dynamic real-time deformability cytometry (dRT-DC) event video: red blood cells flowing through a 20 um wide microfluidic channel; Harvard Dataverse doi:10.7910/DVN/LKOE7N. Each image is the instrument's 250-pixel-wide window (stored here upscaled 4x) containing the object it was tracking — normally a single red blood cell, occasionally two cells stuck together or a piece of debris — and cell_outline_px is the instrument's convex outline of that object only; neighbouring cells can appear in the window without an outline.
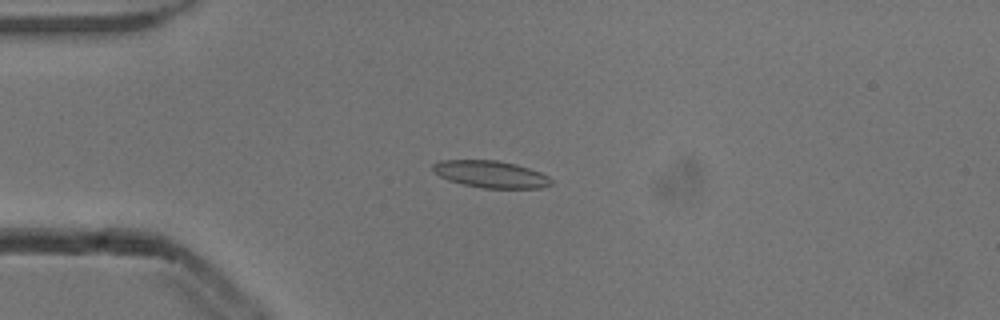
{"species": "common noctule bat (a hibernating species)", "species_latin": "Nyctalus noctula", "temperature_condition": "cold", "stored_images_in_passage": 54, "camera_frame_rate_fps": 3000, "um_per_image_px": 0.085, "animal": {"sex": "male", "body_mass_g": 13.3}, "frame": {"image": 1, "passage_image": 14, "time_ms": 4.333, "image_size_px": [1000, 320], "cell_outline_px": [[552, 184], [540, 188], [484, 188], [464, 184], [448, 180], [440, 176], [432, 168], [432, 164], [440, 160], [496, 160], [516, 164], [540, 172], [548, 176], [552, 180]], "centroid_in_image_um": [41.72, 14.8], "position_along_channel_um": 43.3, "area_um2": 18.5}}
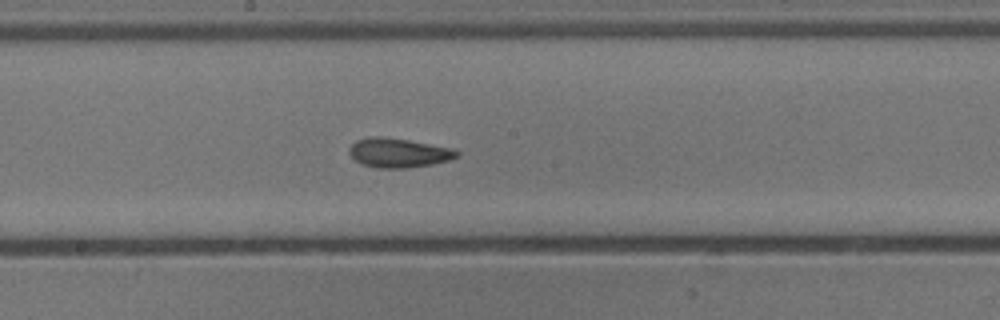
{"frame": {"image": 2, "passage_image": 29, "time_ms": 9.333, "image_size_px": [1000, 320], "cell_outline_px": [[460, 156], [448, 160], [432, 164], [404, 168], [376, 168], [364, 164], [356, 160], [348, 152], [348, 148], [356, 140], [368, 136], [380, 136], [408, 140], [452, 148], [460, 152]], "centroid_in_image_um": [33.87, 12.98], "position_along_channel_um": 214.3, "area_um2": 18.32}}
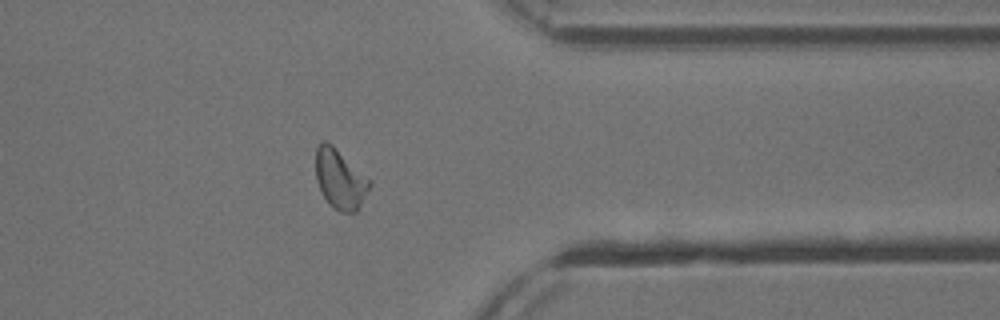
{"frame": {"image": 3, "passage_image": 43, "time_ms": 14.0, "image_size_px": [1000, 320], "cell_outline_px": [[372, 184], [356, 212], [340, 212], [324, 196], [316, 180], [316, 148], [320, 140], [324, 140], [332, 144], [372, 180]], "centroid_in_image_um": [28.92, 15.17], "position_along_channel_um": 382.5, "area_um2": 18.61}, "authors_computed_cell_mechanics": {"area_um2": 18.4382, "velocity_mm_per_s": 3.8456, "shape_relaxation_time_tau1_ms": 4.218, "shape_relaxation_time_tau2_ms": 2.0156, "deformation_change_tau1": 0.1246, "deformation_change_tau2": 0.0694}}